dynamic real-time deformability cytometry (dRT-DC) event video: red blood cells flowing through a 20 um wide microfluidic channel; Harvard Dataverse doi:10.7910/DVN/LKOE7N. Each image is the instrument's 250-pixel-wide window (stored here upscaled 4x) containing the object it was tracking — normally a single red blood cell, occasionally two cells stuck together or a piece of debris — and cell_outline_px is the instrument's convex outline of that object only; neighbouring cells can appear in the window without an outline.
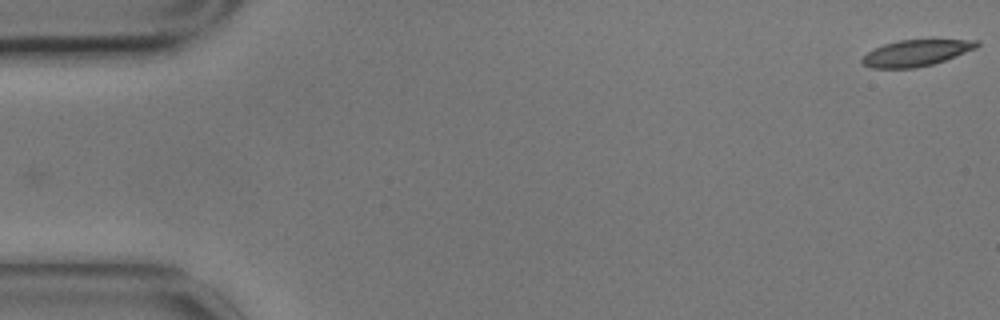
{"species": "common noctule bat (a hibernating species)", "species_latin": "Nyctalus noctula", "temperature_condition": "cold", "stored_images_in_passage": 2, "camera_frame_rate_fps": 3000, "um_per_image_px": 0.085, "animal": {"sex": "male", "body_mass_g": 17.9}, "frame": {"image": 1, "passage_image": 2, "time_ms": 0.333, "image_size_px": [1000, 320], "cell_outline_px": [[980, 44], [976, 48], [944, 60], [932, 64], [916, 68], [872, 68], [860, 64], [860, 60], [868, 52], [884, 44], [900, 40], [980, 40]], "centroid_in_image_um": [77.84, 4.51], "position_along_channel_um": 7.2, "area_um2": 17.4}}